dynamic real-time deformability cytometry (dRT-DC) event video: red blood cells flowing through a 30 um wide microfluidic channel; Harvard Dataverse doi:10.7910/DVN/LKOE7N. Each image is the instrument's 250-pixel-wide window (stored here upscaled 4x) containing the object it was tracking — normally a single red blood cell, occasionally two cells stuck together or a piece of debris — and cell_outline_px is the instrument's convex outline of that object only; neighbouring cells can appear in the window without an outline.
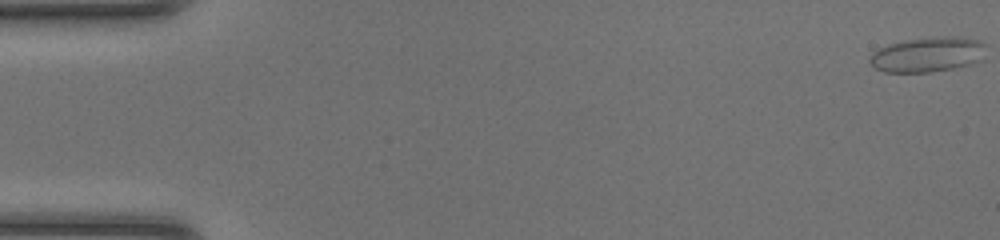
{"species": "common noctule bat (a hibernating species)", "species_latin": "Nyctalus noctula", "temperature_condition": "room temperature", "stored_images_in_passage": 48, "camera_frame_rate_fps": 3000, "um_per_image_px": 0.085, "animal": {"sex": "female", "body_mass_g": 20.0, "forearm_length_mm": 54.0}, "frame": {"image": 1, "passage_image": 1, "time_ms": 0.0, "image_size_px": [1000, 240], "cell_outline_px": [[984, 44], [980, 60], [968, 64], [952, 68], [928, 72], [884, 72], [876, 68], [868, 60], [872, 52], [888, 44], [904, 40], [940, 36], [960, 36], [976, 40]], "centroid_in_image_um": [78.79, 4.62], "position_along_channel_um": 6.2, "area_um2": 23.35}}
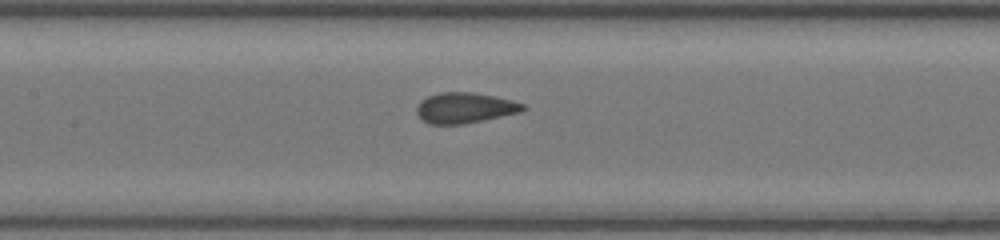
{"frame": {"image": 2, "passage_image": 23, "time_ms": 7.333, "image_size_px": [1000, 240], "cell_outline_px": [[528, 108], [520, 112], [464, 124], [428, 124], [416, 112], [416, 108], [420, 100], [428, 96], [440, 92], [472, 92], [496, 96], [512, 100], [524, 104]], "centroid_in_image_um": [39.52, 9.16], "position_along_channel_um": 167.9, "area_um2": 18.96}}
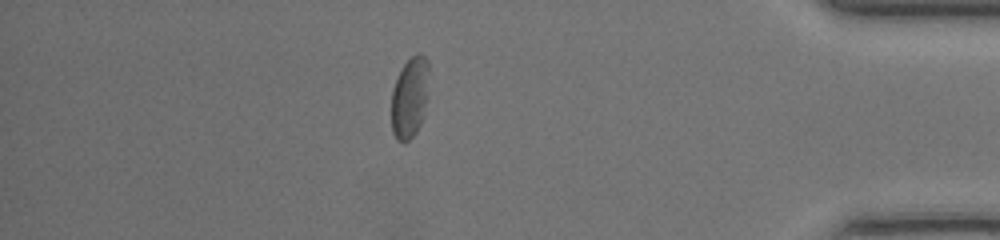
{"frame": {"image": 3, "passage_image": 42, "time_ms": 13.667, "image_size_px": [1000, 240], "cell_outline_px": [[428, 96], [424, 116], [416, 132], [404, 144], [396, 140], [392, 132], [392, 88], [404, 64], [416, 52], [420, 52], [428, 60]], "centroid_in_image_um": [34.84, 8.3], "position_along_channel_um": 400.4, "area_um2": 17.98}, "authors_computed_cell_mechanics": {"area_um2": 18.9295, "velocity_mm_per_s": 4.3052, "shape_relaxation_time_tau1_ms": 5.3439, "shape_relaxation_time_tau2_ms": 0.6157, "deformation_change_tau1": 0.1217, "deformation_change_tau2": 0.0519}}